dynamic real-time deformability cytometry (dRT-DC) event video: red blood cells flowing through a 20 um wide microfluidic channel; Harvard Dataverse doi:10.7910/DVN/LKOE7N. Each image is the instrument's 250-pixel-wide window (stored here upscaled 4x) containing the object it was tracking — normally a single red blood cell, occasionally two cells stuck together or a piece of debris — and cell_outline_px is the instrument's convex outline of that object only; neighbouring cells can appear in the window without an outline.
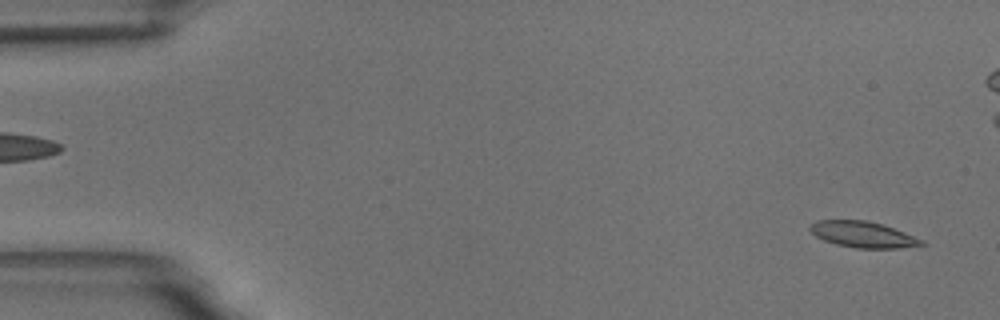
{"species": "common noctule bat (a hibernating species)", "species_latin": "Nyctalus noctula", "temperature_condition": "room temperature", "stored_images_in_passage": 56, "camera_frame_rate_fps": 3000, "um_per_image_px": 0.085, "animal": {"sex": "male", "body_mass_g": 18.8}, "frame": {"image": 1, "passage_image": 2, "time_ms": 0.333, "image_size_px": [1000, 320], "cell_outline_px": [[924, 244], [896, 248], [856, 248], [836, 244], [824, 240], [816, 236], [808, 228], [816, 220], [868, 220], [884, 224], [924, 240]], "centroid_in_image_um": [73.34, 19.92], "position_along_channel_um": 11.7, "area_um2": 16.82}}
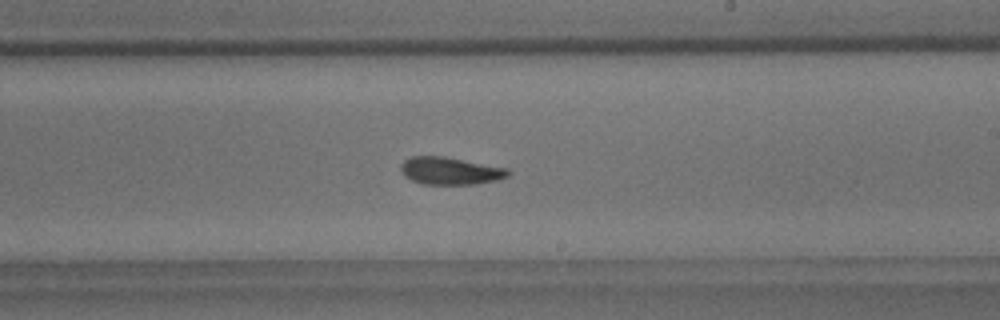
{"frame": {"image": 2, "passage_image": 32, "time_ms": 10.333, "image_size_px": [1000, 320], "cell_outline_px": [[512, 172], [508, 176], [496, 180], [476, 184], [424, 184], [412, 180], [404, 176], [400, 172], [400, 164], [404, 160], [412, 156], [444, 156], [508, 168]], "centroid_in_image_um": [38.26, 14.52], "position_along_channel_um": 250.7, "area_um2": 17.28}}
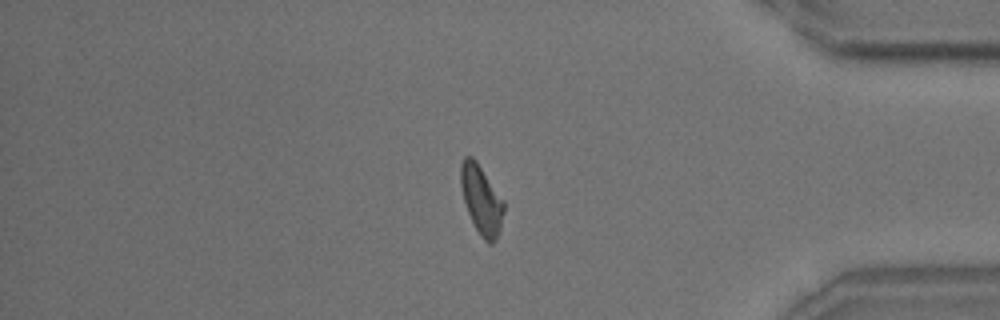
{"frame": {"image": 3, "passage_image": 46, "time_ms": 15.0, "image_size_px": [1000, 320], "cell_outline_px": [[504, 212], [500, 228], [496, 240], [492, 244], [488, 244], [480, 236], [468, 212], [464, 200], [460, 184], [460, 164], [464, 156], [472, 156], [476, 160], [504, 200]], "centroid_in_image_um": [40.92, 16.97], "position_along_channel_um": 394.3, "area_um2": 17.34}, "authors_computed_cell_mechanics": {"area_um2": 17.2533, "velocity_mm_per_s": 3.6575, "shape_relaxation_time_tau1_ms": 6.3555, "shape_relaxation_time_tau2_ms": 2.4677, "deformation_change_tau1": 0.1724, "deformation_change_tau2": 0.0866}}